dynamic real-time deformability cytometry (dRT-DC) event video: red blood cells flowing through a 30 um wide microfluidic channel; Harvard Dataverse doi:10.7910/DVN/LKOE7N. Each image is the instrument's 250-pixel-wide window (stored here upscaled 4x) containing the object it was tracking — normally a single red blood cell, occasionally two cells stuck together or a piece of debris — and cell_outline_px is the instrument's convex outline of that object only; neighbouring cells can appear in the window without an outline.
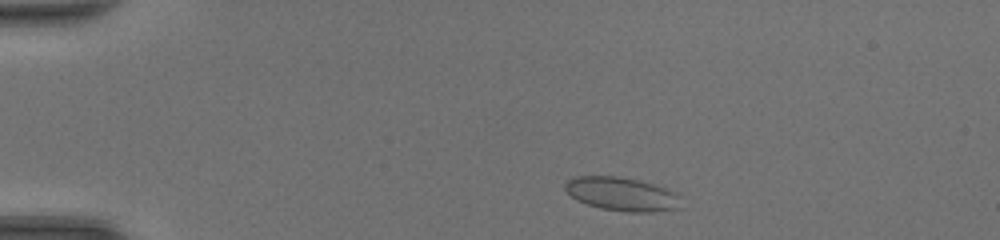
{"species": "common noctule bat (a hibernating species)", "species_latin": "Nyctalus noctula", "temperature_condition": "room temperature", "stored_images_in_passage": 41, "camera_frame_rate_fps": 3000, "um_per_image_px": 0.085, "animal": {"sex": "female", "body_mass_g": 20.0, "forearm_length_mm": 54.0}, "frame": {"image": 1, "passage_image": 3, "time_ms": 0.667, "image_size_px": [1000, 240], "cell_outline_px": [[680, 208], [652, 212], [628, 212], [600, 208], [576, 200], [564, 188], [564, 184], [568, 180], [576, 176], [616, 176], [636, 180], [652, 184], [664, 188], [672, 192], [676, 196]], "centroid_in_image_um": [52.78, 16.5], "position_along_channel_um": 32.2, "area_um2": 22.2}}
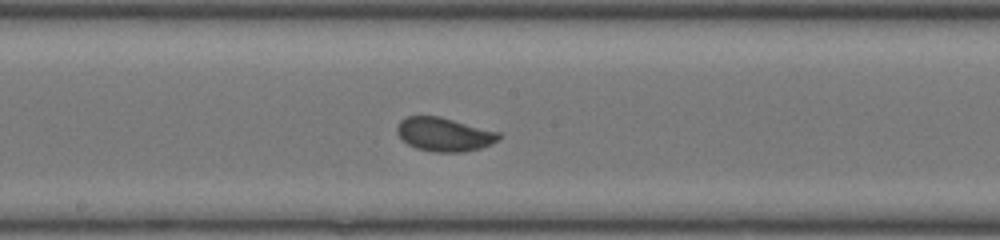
{"frame": {"image": 2, "passage_image": 20, "time_ms": 6.333, "image_size_px": [1000, 240], "cell_outline_px": [[504, 136], [492, 144], [480, 148], [464, 152], [436, 152], [416, 148], [408, 144], [396, 132], [396, 124], [400, 120], [408, 116], [440, 116], [500, 132]], "centroid_in_image_um": [37.78, 11.42], "position_along_channel_um": 210.4, "area_um2": 20.17}}
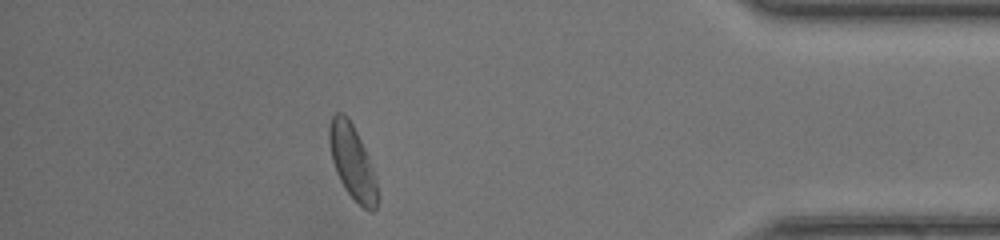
{"frame": {"image": 3, "passage_image": 36, "time_ms": 11.667, "image_size_px": [1000, 240], "cell_outline_px": [[380, 196], [376, 208], [372, 212], [368, 212], [344, 188], [336, 172], [332, 160], [328, 140], [328, 124], [332, 116], [336, 112], [344, 112], [348, 116], [368, 156], [376, 176]], "centroid_in_image_um": [29.96, 13.78], "position_along_channel_um": 405.2, "area_um2": 21.1}, "authors_computed_cell_mechanics": {"area_um2": 20.4034, "velocity_mm_per_s": 4.3615, "shape_relaxation_time_tau1_ms": 2.8234, "shape_relaxation_time_tau2_ms": null, "deformation_change_tau1": 0.0848, "deformation_change_tau2": null}}